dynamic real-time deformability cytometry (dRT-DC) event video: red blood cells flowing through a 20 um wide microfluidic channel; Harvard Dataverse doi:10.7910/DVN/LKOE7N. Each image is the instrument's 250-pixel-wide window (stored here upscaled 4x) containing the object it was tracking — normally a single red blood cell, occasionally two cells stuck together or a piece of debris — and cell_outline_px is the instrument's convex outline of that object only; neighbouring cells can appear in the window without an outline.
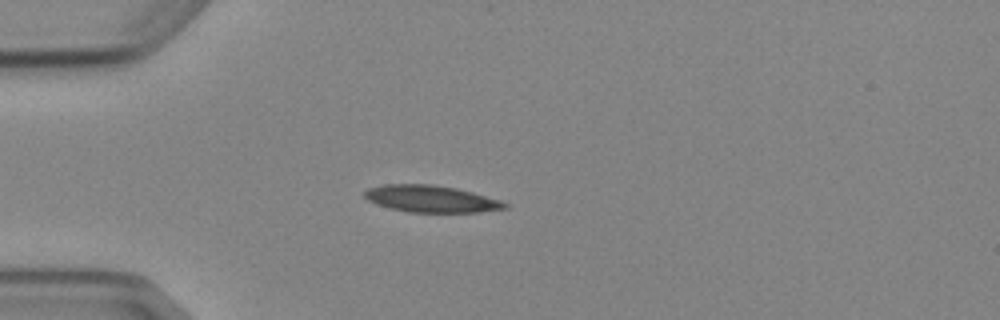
{"species": "Egyptian fruit bat (a non-hibernating species)", "species_latin": "Rousettus aegyptiacus", "temperature_condition": "cold", "stored_images_in_passage": 3, "camera_frame_rate_fps": 3000, "um_per_image_px": 0.085, "animal": {"sex": "female"}, "frame": {"image": 1, "passage_image": 3, "time_ms": 3.0, "image_size_px": [1000, 320], "cell_outline_px": [[508, 208], [480, 212], [408, 212], [376, 204], [368, 200], [364, 196], [364, 192], [368, 188], [384, 184], [432, 184], [456, 188], [472, 192], [500, 200], [508, 204]], "centroid_in_image_um": [36.64, 16.9], "position_along_channel_um": 48.4, "area_um2": 21.91}}